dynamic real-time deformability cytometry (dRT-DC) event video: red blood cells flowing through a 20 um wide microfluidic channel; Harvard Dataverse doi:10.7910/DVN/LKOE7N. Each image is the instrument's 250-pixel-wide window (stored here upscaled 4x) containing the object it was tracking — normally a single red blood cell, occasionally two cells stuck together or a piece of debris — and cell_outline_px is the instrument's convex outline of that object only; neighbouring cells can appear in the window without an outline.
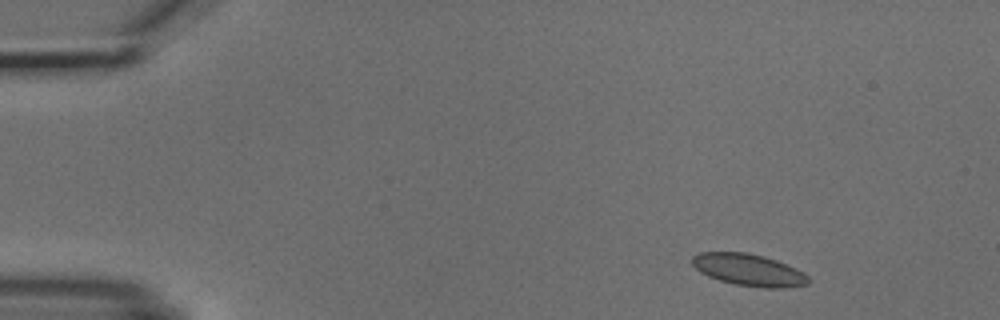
{"species": "common noctule bat (a hibernating species)", "species_latin": "Nyctalus noctula", "temperature_condition": "cold", "stored_images_in_passage": 9, "camera_frame_rate_fps": 3000, "um_per_image_px": 0.085, "animal": {"sex": "male", "body_mass_g": 18.8}, "frame": {"image": 1, "passage_image": 2, "time_ms": 1.0, "image_size_px": [1000, 320], "cell_outline_px": [[812, 280], [808, 284], [784, 288], [764, 288], [736, 284], [720, 280], [708, 276], [700, 272], [692, 264], [692, 256], [700, 252], [748, 252], [764, 256], [776, 260], [804, 272]], "centroid_in_image_um": [63.66, 22.94], "position_along_channel_um": 21.3, "area_um2": 21.68}}
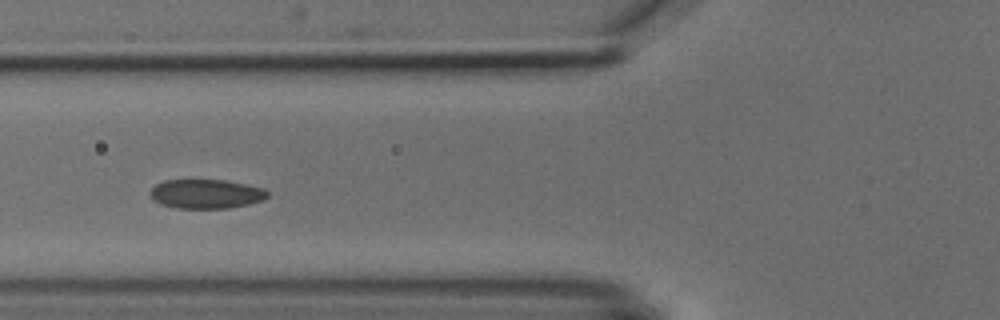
{"frame": {"image": 2, "passage_image": 6, "time_ms": 5.667, "image_size_px": [1000, 320], "cell_outline_px": [[268, 196], [264, 200], [248, 204], [228, 208], [172, 208], [160, 204], [152, 200], [148, 192], [156, 184], [164, 180], [224, 180], [264, 188], [268, 192]], "centroid_in_image_um": [17.47, 16.49], "position_along_channel_um": 108.3, "area_um2": 20.11}}
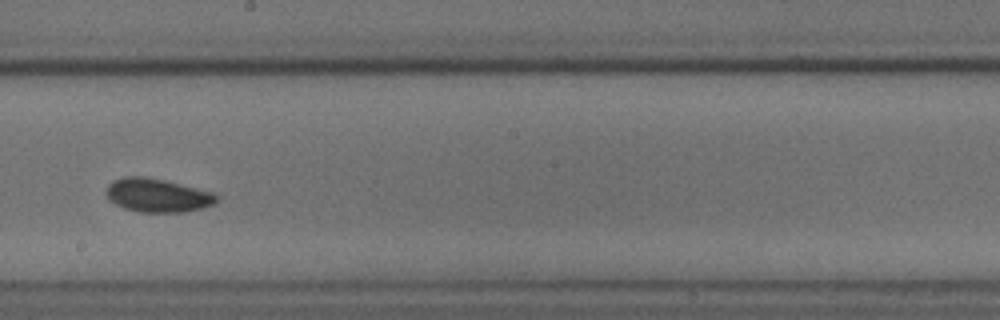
{"frame": {"image": 3, "passage_image": 9, "time_ms": 9.0, "image_size_px": [1000, 320], "cell_outline_px": [[220, 200], [216, 204], [184, 212], [136, 212], [124, 208], [108, 200], [104, 192], [108, 184], [112, 180], [124, 176], [144, 176], [164, 180], [212, 192]], "centroid_in_image_um": [13.33, 16.6], "position_along_channel_um": 234.9, "area_um2": 21.79}}